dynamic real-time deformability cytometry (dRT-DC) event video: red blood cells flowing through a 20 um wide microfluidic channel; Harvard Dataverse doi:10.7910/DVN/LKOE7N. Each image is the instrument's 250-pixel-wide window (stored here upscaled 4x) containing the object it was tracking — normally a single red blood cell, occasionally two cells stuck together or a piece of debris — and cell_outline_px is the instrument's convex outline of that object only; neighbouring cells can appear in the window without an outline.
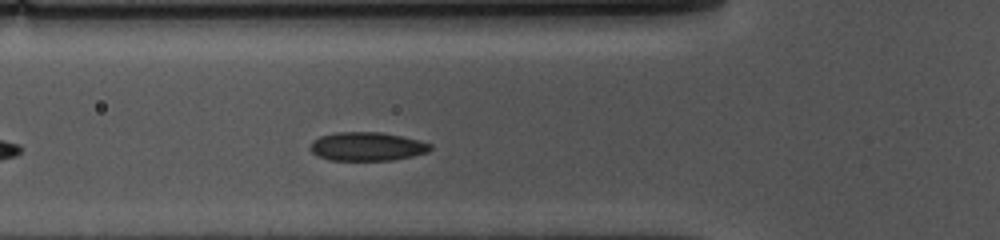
{"species": "common noctule bat (a hibernating species)", "species_latin": "Nyctalus noctula", "temperature_condition": "cold", "stored_images_in_passage": 30, "camera_frame_rate_fps": 3000, "um_per_image_px": 0.085, "animal": {"sex": "female", "body_mass_g": 10.0, "forearm_length_mm": 53.1}, "frame": {"image": 1, "passage_image": 8, "time_ms": 2.333, "image_size_px": [1000, 240], "cell_outline_px": [[432, 148], [428, 152], [412, 156], [392, 160], [328, 160], [316, 156], [308, 148], [312, 140], [320, 136], [336, 132], [380, 132], [420, 140], [432, 144]], "centroid_in_image_um": [31.16, 12.45], "position_along_channel_um": 94.6, "area_um2": 20.23}}
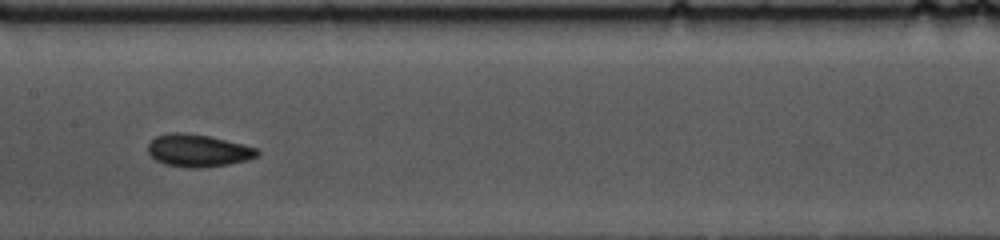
{"frame": {"image": 2, "passage_image": 16, "time_ms": 5.0, "image_size_px": [1000, 240], "cell_outline_px": [[260, 152], [256, 156], [248, 160], [228, 164], [196, 168], [188, 168], [164, 164], [156, 160], [148, 152], [148, 144], [156, 136], [172, 132], [180, 132], [208, 136], [260, 148]], "centroid_in_image_um": [16.85, 12.8], "position_along_channel_um": 190.6, "area_um2": 20.58}}
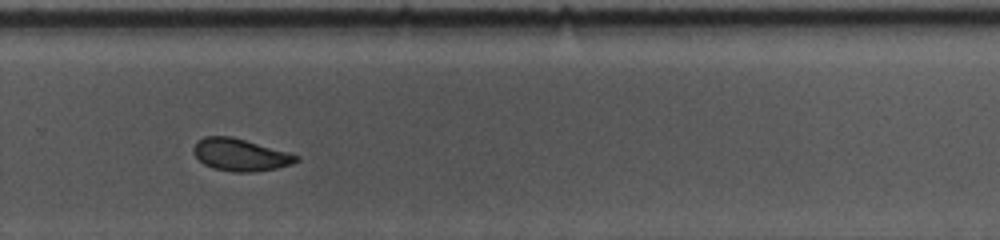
{"frame": {"image": 3, "passage_image": 26, "time_ms": 8.333, "image_size_px": [1000, 240], "cell_outline_px": [[300, 160], [292, 164], [276, 168], [252, 172], [232, 172], [212, 168], [204, 164], [192, 152], [192, 148], [204, 136], [232, 136], [288, 152], [300, 156]], "centroid_in_image_um": [20.43, 13.16], "position_along_channel_um": 309.4, "area_um2": 19.31}}